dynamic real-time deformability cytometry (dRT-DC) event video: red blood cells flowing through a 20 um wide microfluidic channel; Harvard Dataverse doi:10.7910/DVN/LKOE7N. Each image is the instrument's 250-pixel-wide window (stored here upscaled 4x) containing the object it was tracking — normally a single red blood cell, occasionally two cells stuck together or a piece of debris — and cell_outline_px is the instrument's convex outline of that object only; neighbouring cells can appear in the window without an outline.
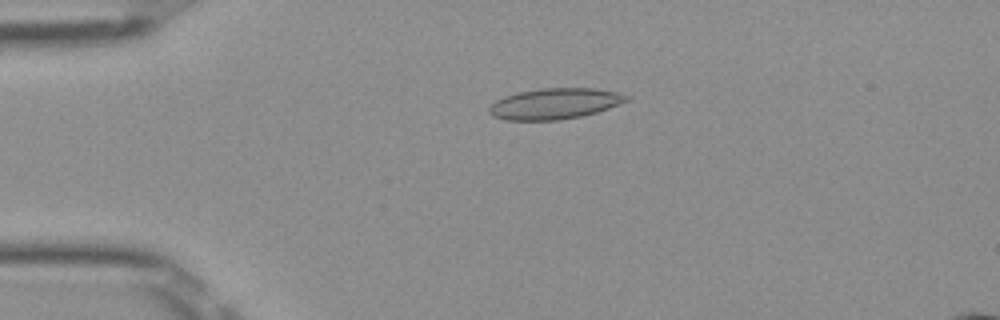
{"species": "Egyptian fruit bat (a non-hibernating species)", "species_latin": "Rousettus aegyptiacus", "temperature_condition": "room temperature", "stored_images_in_passage": 45, "camera_frame_rate_fps": 3000, "um_per_image_px": 0.085, "frame": {"image": 1, "passage_image": 6, "time_ms": 1.667, "image_size_px": [1000, 320], "cell_outline_px": [[632, 96], [628, 100], [620, 104], [584, 116], [560, 120], [504, 120], [492, 116], [488, 112], [488, 108], [496, 100], [504, 96], [516, 92], [540, 88], [596, 88], [620, 92]], "centroid_in_image_um": [47.17, 8.81], "position_along_channel_um": 37.8, "area_um2": 25.09}}
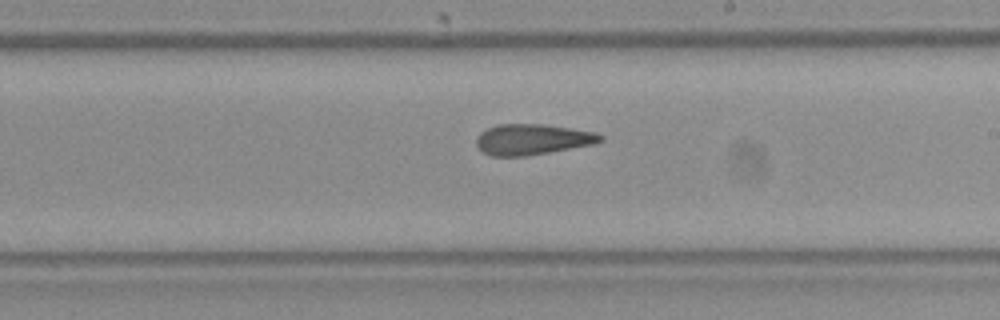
{"frame": {"image": 2, "passage_image": 24, "time_ms": 7.667, "image_size_px": [1000, 320], "cell_outline_px": [[604, 140], [596, 144], [528, 156], [492, 156], [484, 152], [476, 144], [476, 136], [480, 132], [496, 124], [544, 124], [596, 132], [604, 136]], "centroid_in_image_um": [45.28, 11.85], "position_along_channel_um": 243.7, "area_um2": 22.43}}
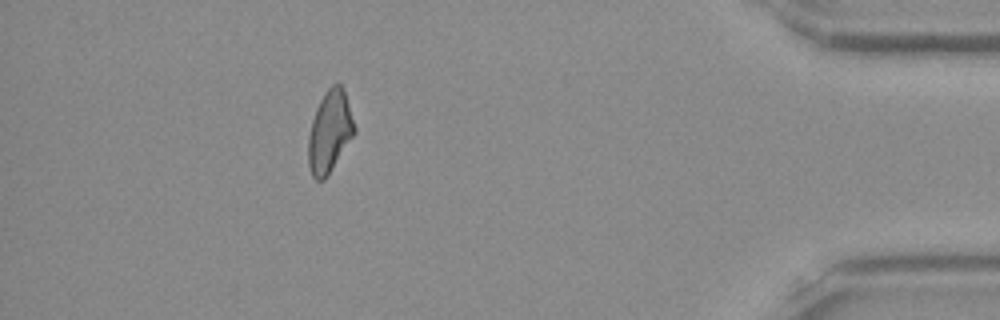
{"frame": {"image": 3, "passage_image": 40, "time_ms": 13.0, "image_size_px": [1000, 320], "cell_outline_px": [[356, 132], [324, 180], [316, 180], [312, 176], [308, 164], [308, 136], [312, 120], [316, 108], [324, 92], [332, 84], [340, 84], [344, 88], [356, 128]], "centroid_in_image_um": [28.02, 11.17], "position_along_channel_um": 407.2, "area_um2": 21.96}, "authors_computed_cell_mechanics": {"area_um2": 22.542, "velocity_mm_per_s": 4.0013, "shape_relaxation_time_tau1_ms": null, "shape_relaxation_time_tau2_ms": 3.1428, "deformation_change_tau1": null, "deformation_change_tau2": 0.1219}}